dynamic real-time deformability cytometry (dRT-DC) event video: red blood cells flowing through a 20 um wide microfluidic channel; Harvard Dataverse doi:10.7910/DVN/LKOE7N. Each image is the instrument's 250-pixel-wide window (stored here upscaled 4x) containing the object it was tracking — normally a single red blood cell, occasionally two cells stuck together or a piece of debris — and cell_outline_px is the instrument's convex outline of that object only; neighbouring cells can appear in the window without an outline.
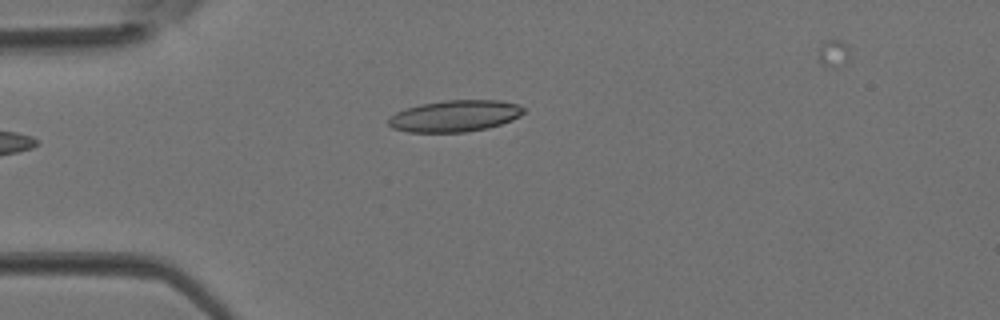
{"species": "Egyptian fruit bat (a non-hibernating species)", "species_latin": "Rousettus aegyptiacus", "temperature_condition": "room temperature", "stored_images_in_passage": 4, "camera_frame_rate_fps": 3000, "um_per_image_px": 0.085, "animal": {"sex": "female"}, "frame": {"image": 1, "passage_image": 3, "time_ms": 0.667, "image_size_px": [1000, 320], "cell_outline_px": [[524, 112], [520, 116], [512, 120], [488, 128], [464, 132], [408, 132], [392, 128], [388, 124], [388, 120], [396, 112], [420, 104], [444, 100], [500, 100], [516, 104], [524, 108]], "centroid_in_image_um": [38.67, 9.86], "position_along_channel_um": 46.3, "area_um2": 24.74}}